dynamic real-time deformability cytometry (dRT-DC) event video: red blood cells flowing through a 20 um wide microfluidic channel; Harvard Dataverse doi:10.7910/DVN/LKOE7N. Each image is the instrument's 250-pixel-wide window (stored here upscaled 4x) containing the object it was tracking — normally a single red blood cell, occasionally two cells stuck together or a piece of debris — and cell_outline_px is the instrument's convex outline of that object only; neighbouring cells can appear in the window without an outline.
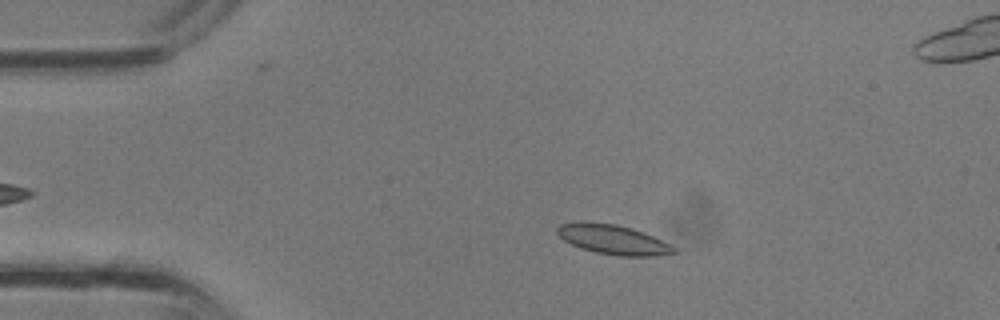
{"species": "common noctule bat (a hibernating species)", "species_latin": "Nyctalus noctula", "temperature_condition": "room temperature", "stored_images_in_passage": 32, "camera_frame_rate_fps": 3000, "um_per_image_px": 0.085, "animal": {"sex": "male", "body_mass_g": 13.3}, "frame": {"image": 1, "passage_image": 7, "time_ms": 2.0, "image_size_px": [1000, 320], "cell_outline_px": [[676, 252], [656, 256], [620, 256], [596, 252], [580, 248], [564, 240], [556, 232], [556, 228], [560, 224], [616, 224], [632, 228], [644, 232], [676, 248]], "centroid_in_image_um": [52.15, 20.4], "position_along_channel_um": 32.8, "area_um2": 19.36}}
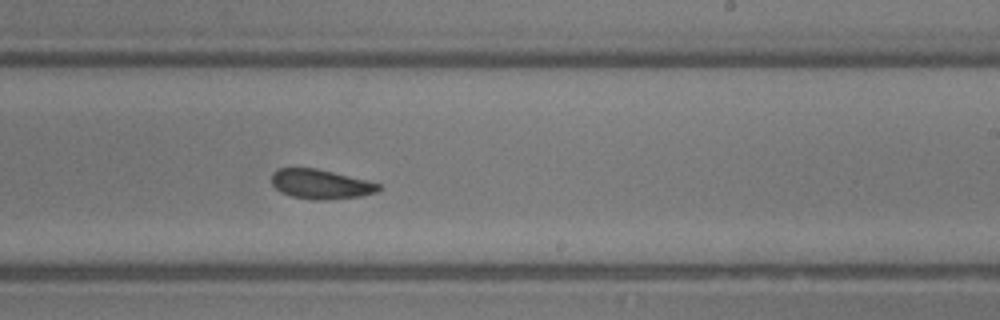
{"frame": {"image": 2, "passage_image": 22, "time_ms": 7.0, "image_size_px": [1000, 320], "cell_outline_px": [[380, 188], [376, 192], [360, 196], [324, 200], [312, 200], [292, 196], [280, 192], [272, 184], [272, 172], [280, 168], [316, 168], [368, 180], [380, 184]], "centroid_in_image_um": [27.25, 15.65], "position_along_channel_um": 261.8, "area_um2": 18.38}}
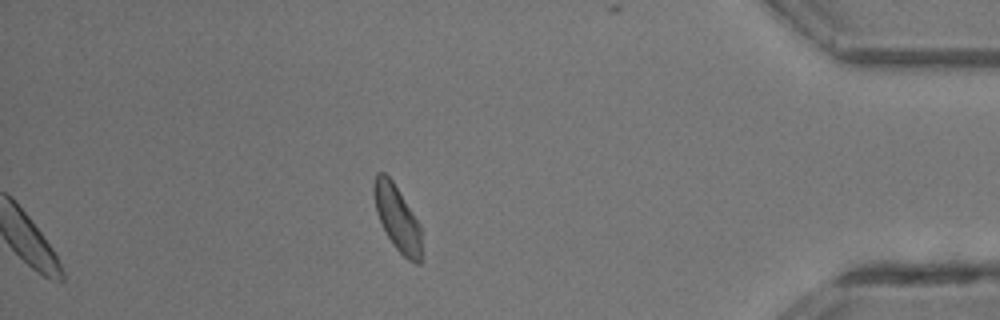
{"frame": {"image": 3, "passage_image": 32, "time_ms": 10.333, "image_size_px": [1000, 320], "cell_outline_px": [[420, 264], [416, 264], [408, 260], [392, 244], [376, 212], [372, 192], [372, 184], [376, 172], [384, 172], [392, 180], [420, 224]], "centroid_in_image_um": [33.72, 18.49], "position_along_channel_um": 401.5, "area_um2": 17.98}}